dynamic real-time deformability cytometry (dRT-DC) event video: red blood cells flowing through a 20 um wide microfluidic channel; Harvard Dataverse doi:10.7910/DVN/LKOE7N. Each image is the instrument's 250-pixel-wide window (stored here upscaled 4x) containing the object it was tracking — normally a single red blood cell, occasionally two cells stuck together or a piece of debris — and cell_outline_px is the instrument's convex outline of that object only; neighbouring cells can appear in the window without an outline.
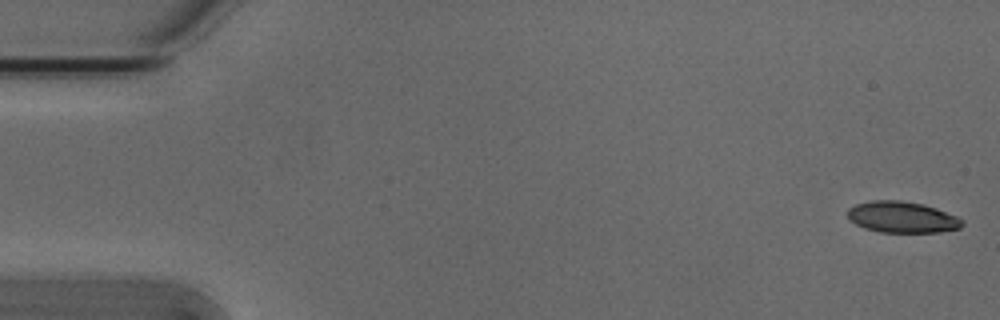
{"species": "Egyptian fruit bat (a non-hibernating species)", "species_latin": "Rousettus aegyptiacus", "temperature_condition": "cold", "stored_images_in_passage": 53, "camera_frame_rate_fps": 3000, "um_per_image_px": 0.085, "animal": {"sex": "male"}, "frame": {"image": 1, "passage_image": 1, "time_ms": 0.0, "image_size_px": [1000, 320], "cell_outline_px": [[964, 224], [960, 228], [940, 232], [880, 232], [864, 228], [856, 224], [848, 216], [848, 208], [856, 204], [872, 200], [900, 200], [924, 204], [936, 208], [956, 216], [964, 220]], "centroid_in_image_um": [76.7, 18.45], "position_along_channel_um": 8.3, "area_um2": 20.87}}
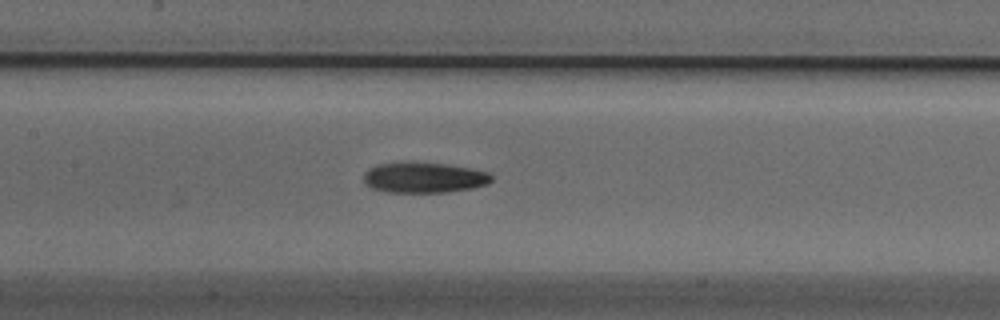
{"frame": {"image": 2, "passage_image": 25, "time_ms": 8.0, "image_size_px": [1000, 320], "cell_outline_px": [[492, 180], [488, 184], [472, 188], [448, 192], [388, 192], [372, 188], [364, 184], [364, 172], [368, 168], [376, 164], [404, 160], [412, 160], [448, 164], [472, 168], [488, 172], [492, 176]], "centroid_in_image_um": [36.0, 15.05], "position_along_channel_um": 171.4, "area_um2": 23.52}}
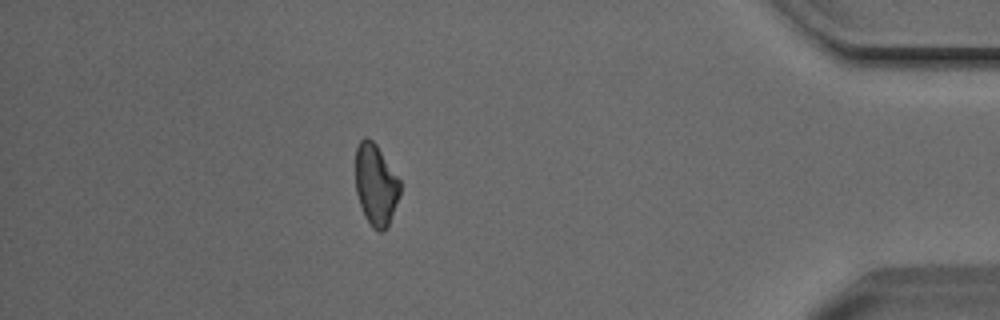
{"frame": {"image": 3, "passage_image": 47, "time_ms": 15.333, "image_size_px": [1000, 320], "cell_outline_px": [[400, 192], [388, 224], [384, 232], [380, 232], [372, 228], [364, 216], [356, 192], [356, 148], [360, 140], [364, 136], [368, 136], [376, 144], [400, 180]], "centroid_in_image_um": [31.92, 15.69], "position_along_channel_um": 403.3, "area_um2": 20.98}, "authors_computed_cell_mechanics": {"area_um2": 21.9062, "velocity_mm_per_s": 3.8097, "shape_relaxation_time_tau1_ms": 5.2457, "shape_relaxation_time_tau2_ms": 5.4299, "deformation_change_tau1": 0.1393, "deformation_change_tau2": 0.1307}}